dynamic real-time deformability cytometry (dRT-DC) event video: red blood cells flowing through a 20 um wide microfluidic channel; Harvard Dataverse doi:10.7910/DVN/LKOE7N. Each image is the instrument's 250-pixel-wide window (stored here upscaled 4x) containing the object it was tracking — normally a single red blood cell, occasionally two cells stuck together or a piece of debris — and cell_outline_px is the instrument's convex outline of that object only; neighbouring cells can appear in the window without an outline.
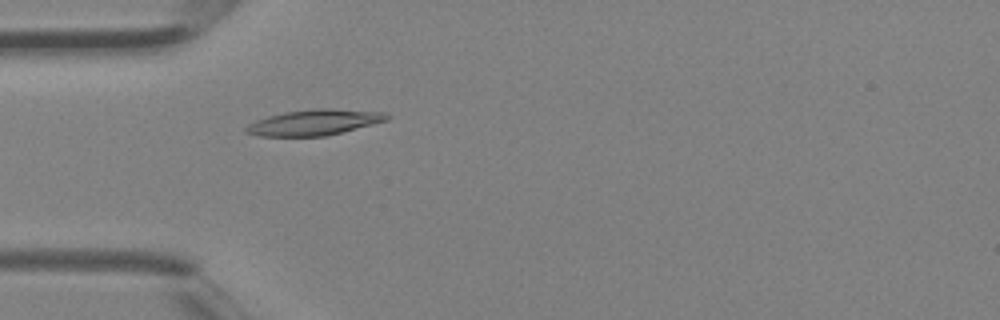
{"species": "Egyptian fruit bat (a non-hibernating species)", "species_latin": "Rousettus aegyptiacus", "temperature_condition": "room temperature", "stored_images_in_passage": 4, "camera_frame_rate_fps": 3000, "um_per_image_px": 0.085, "animal": {"sex": "female"}, "frame": {"image": 1, "passage_image": 4, "time_ms": 1.0, "image_size_px": [1000, 320], "cell_outline_px": [[392, 116], [388, 120], [324, 136], [260, 136], [244, 132], [244, 128], [248, 124], [256, 120], [268, 116], [284, 112], [316, 108], [332, 108], [384, 112]], "centroid_in_image_um": [26.7, 10.39], "position_along_channel_um": 58.3, "area_um2": 21.04}}